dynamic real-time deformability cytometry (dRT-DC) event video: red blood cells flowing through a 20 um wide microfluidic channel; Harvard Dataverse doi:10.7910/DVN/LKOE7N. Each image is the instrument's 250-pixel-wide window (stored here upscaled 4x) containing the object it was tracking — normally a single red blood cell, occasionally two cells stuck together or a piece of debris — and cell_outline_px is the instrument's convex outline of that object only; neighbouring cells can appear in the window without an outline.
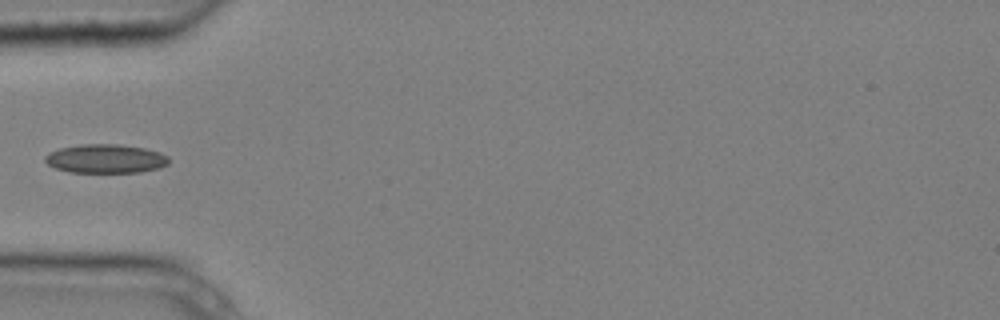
{"species": "common noctule bat (a hibernating species)", "species_latin": "Nyctalus noctula", "temperature_condition": "cold", "stored_images_in_passage": 5, "camera_frame_rate_fps": 3000, "um_per_image_px": 0.085, "animal": {"sex": "male", "body_mass_g": 20.4}, "frame": {"image": 1, "passage_image": 5, "time_ms": 1.333, "image_size_px": [1000, 320], "cell_outline_px": [[168, 164], [160, 168], [140, 172], [68, 172], [56, 168], [48, 164], [44, 160], [44, 156], [48, 152], [60, 148], [80, 144], [116, 144], [144, 148], [160, 152], [168, 156]], "centroid_in_image_um": [8.96, 13.49], "position_along_channel_um": 76.0, "area_um2": 20.87}}